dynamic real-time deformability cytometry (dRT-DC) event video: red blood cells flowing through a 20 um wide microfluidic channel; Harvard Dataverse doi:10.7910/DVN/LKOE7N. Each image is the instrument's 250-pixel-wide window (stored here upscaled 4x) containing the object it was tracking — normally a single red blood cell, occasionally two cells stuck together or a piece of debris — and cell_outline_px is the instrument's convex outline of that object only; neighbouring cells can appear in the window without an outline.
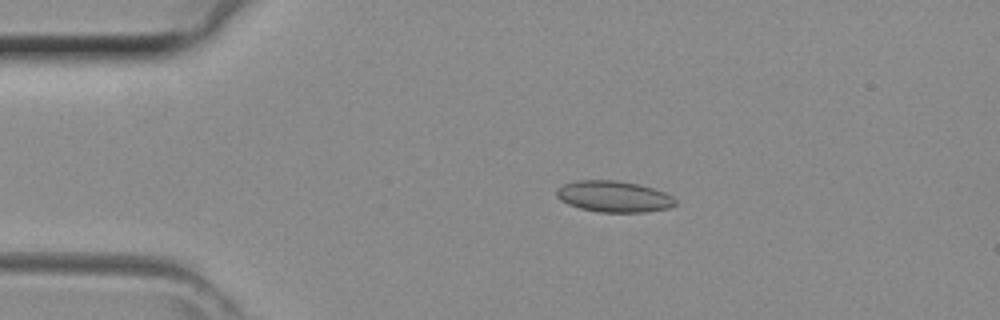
{"species": "common noctule bat (a hibernating species)", "species_latin": "Nyctalus noctula", "temperature_condition": "room temperature", "stored_images_in_passage": 43, "camera_frame_rate_fps": 3000, "um_per_image_px": 0.085, "animal": {"sex": "female", "body_mass_g": 29.2, "forearm_length_mm": 56.3}, "frame": {"image": 1, "passage_image": 9, "time_ms": 2.667, "image_size_px": [1000, 320], "cell_outline_px": [[676, 204], [668, 208], [644, 212], [600, 212], [580, 208], [568, 204], [560, 200], [556, 196], [556, 188], [564, 184], [576, 180], [616, 180], [640, 184], [664, 192], [672, 196], [676, 200]], "centroid_in_image_um": [52.15, 16.69], "position_along_channel_um": 32.8, "area_um2": 21.68}}
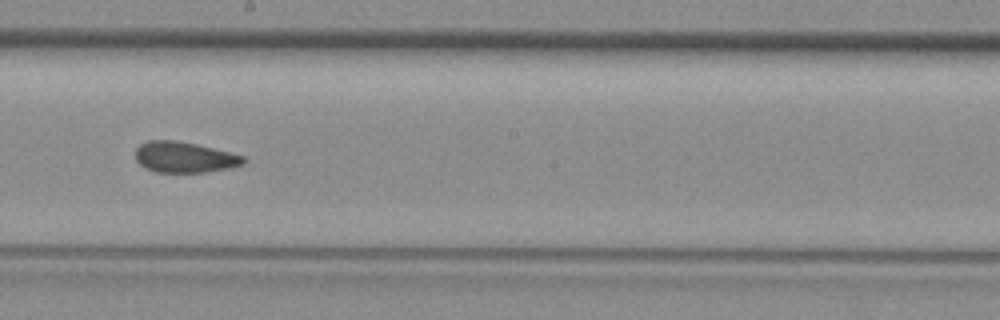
{"frame": {"image": 2, "passage_image": 24, "time_ms": 7.667, "image_size_px": [1000, 320], "cell_outline_px": [[248, 160], [244, 164], [232, 168], [208, 172], [156, 172], [144, 168], [136, 160], [136, 148], [140, 144], [148, 140], [176, 140], [196, 144], [244, 156]], "centroid_in_image_um": [15.69, 13.37], "position_along_channel_um": 232.5, "area_um2": 19.54}}
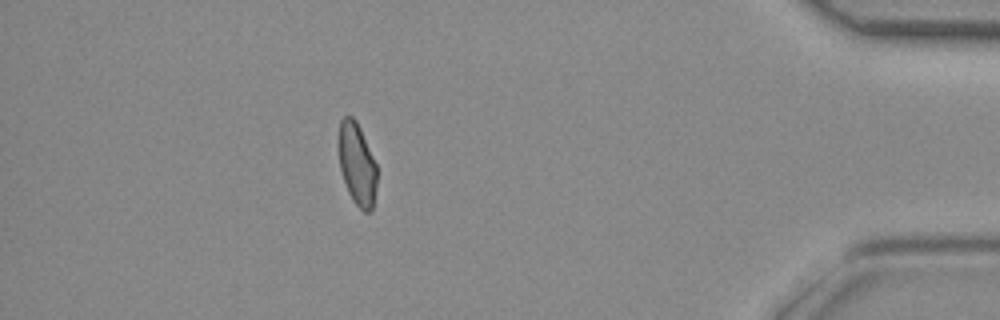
{"frame": {"image": 3, "passage_image": 38, "time_ms": 12.333, "image_size_px": [1000, 320], "cell_outline_px": [[376, 188], [372, 212], [364, 212], [352, 200], [348, 192], [340, 168], [336, 144], [340, 120], [344, 116], [352, 116], [356, 120], [360, 128], [376, 164]], "centroid_in_image_um": [30.31, 13.93], "position_along_channel_um": 404.9, "area_um2": 18.67}}